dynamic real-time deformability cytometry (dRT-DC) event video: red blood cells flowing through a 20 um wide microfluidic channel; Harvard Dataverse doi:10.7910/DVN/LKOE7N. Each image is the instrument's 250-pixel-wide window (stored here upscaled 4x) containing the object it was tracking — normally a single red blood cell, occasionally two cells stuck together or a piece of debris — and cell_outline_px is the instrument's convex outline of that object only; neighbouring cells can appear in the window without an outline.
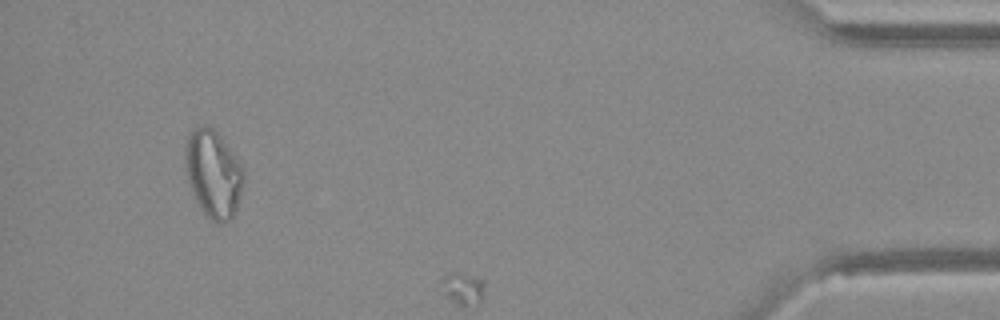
{"species": "Egyptian fruit bat (a non-hibernating species)", "species_latin": "Rousettus aegyptiacus", "temperature_condition": "warm", "stored_images_in_passage": 38, "camera_frame_rate_fps": 3000, "um_per_image_px": 0.085, "animal": {"sex": "female"}, "frame": {"image": 1, "passage_image": 34, "time_ms": 11.0, "image_size_px": [1000, 320], "cell_outline_px": [[244, 180], [240, 196], [236, 208], [232, 216], [228, 220], [220, 224], [216, 224], [204, 216], [192, 192], [188, 180], [184, 160], [184, 152], [188, 132], [192, 128], [212, 128], [216, 132], [236, 156], [244, 168]], "centroid_in_image_um": [18.12, 14.8], "position_along_channel_um": 417.1, "area_um2": 29.77}}